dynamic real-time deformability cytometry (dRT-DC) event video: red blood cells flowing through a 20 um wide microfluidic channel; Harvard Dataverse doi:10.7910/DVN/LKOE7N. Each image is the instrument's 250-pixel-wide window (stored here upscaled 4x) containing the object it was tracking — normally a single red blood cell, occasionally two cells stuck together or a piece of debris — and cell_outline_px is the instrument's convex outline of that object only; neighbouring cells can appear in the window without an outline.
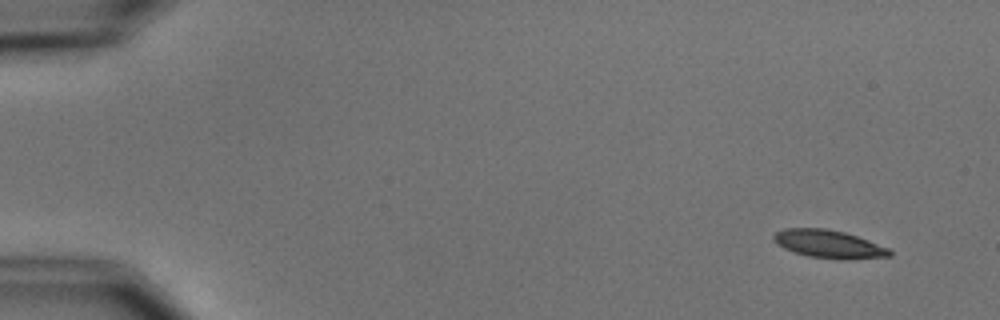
{"species": "common noctule bat (a hibernating species)", "species_latin": "Nyctalus noctula", "temperature_condition": "cold", "stored_images_in_passage": 9, "camera_frame_rate_fps": 3000, "um_per_image_px": 0.085, "animal": {"sex": "male", "body_mass_g": 15.6}, "frame": {"image": 1, "passage_image": 1, "time_ms": 0.0, "image_size_px": [1000, 320], "cell_outline_px": [[892, 256], [840, 260], [836, 260], [808, 256], [784, 248], [776, 244], [772, 240], [772, 236], [776, 232], [784, 228], [828, 228], [844, 232], [868, 240], [888, 248], [892, 252]], "centroid_in_image_um": [70.42, 20.74], "position_along_channel_um": 14.6, "area_um2": 19.02}}
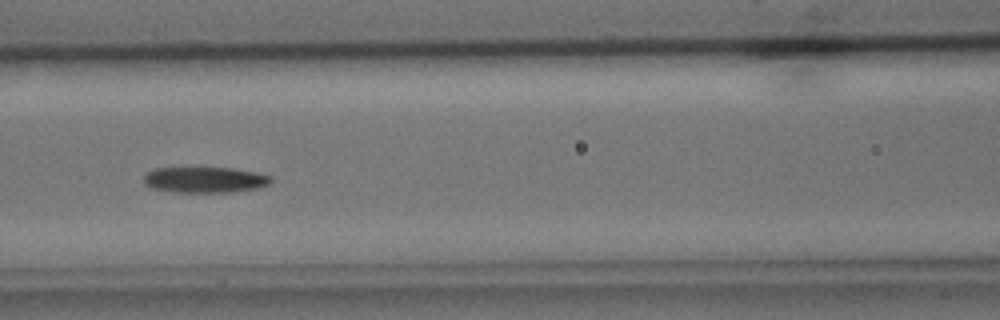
{"frame": {"image": 2, "passage_image": 7, "time_ms": 7.0, "image_size_px": [1000, 320], "cell_outline_px": [[272, 180], [268, 184], [256, 188], [236, 192], [172, 192], [152, 188], [144, 184], [144, 176], [148, 172], [156, 168], [232, 168], [256, 172], [272, 176]], "centroid_in_image_um": [17.42, 15.29], "position_along_channel_um": 149.2, "area_um2": 19.13}}
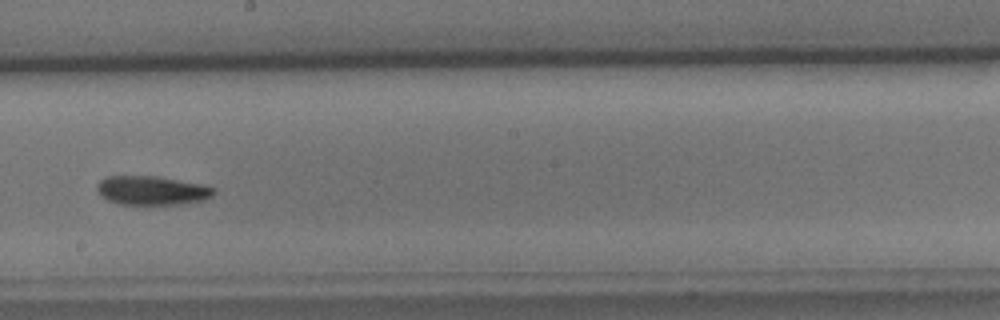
{"frame": {"image": 3, "passage_image": 9, "time_ms": 9.333, "image_size_px": [1000, 320], "cell_outline_px": [[216, 192], [212, 196], [204, 200], [184, 204], [120, 204], [108, 200], [96, 188], [96, 184], [100, 180], [108, 176], [156, 176], [200, 184], [216, 188]], "centroid_in_image_um": [12.94, 16.19], "position_along_channel_um": 235.3, "area_um2": 19.59}}